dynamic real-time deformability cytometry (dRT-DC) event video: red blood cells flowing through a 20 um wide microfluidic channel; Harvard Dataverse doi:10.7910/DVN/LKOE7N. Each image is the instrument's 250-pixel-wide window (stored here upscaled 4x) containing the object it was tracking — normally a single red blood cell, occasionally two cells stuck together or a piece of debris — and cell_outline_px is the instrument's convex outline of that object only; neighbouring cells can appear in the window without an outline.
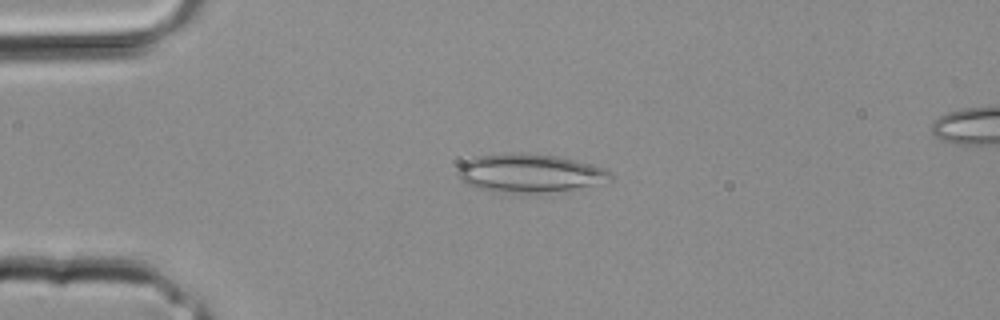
{"species": "common noctule bat (a hibernating species)", "species_latin": "Nyctalus noctula", "temperature_condition": "room temperature", "stored_images_in_passage": 29, "camera_frame_rate_fps": 3000, "um_per_image_px": 0.085, "animal": {"sex": "male", "body_mass_g": 20.4}, "frame": {"image": 1, "passage_image": 7, "time_ms": 2.0, "image_size_px": [1000, 320], "cell_outline_px": [[612, 180], [572, 188], [544, 192], [488, 192], [468, 184], [460, 180], [456, 172], [460, 164], [476, 156], [508, 152], [520, 152], [556, 156], [608, 168], [612, 172]], "centroid_in_image_um": [44.97, 14.7], "position_along_channel_um": 40.0, "area_um2": 34.1}}
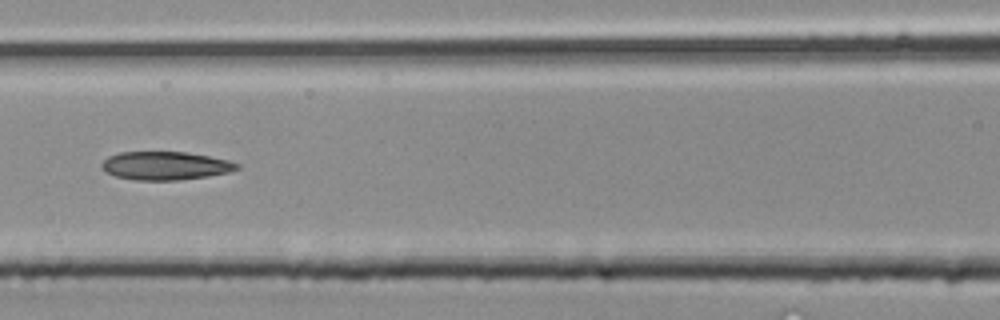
{"frame": {"image": 2, "passage_image": 14, "time_ms": 4.333, "image_size_px": [1000, 320], "cell_outline_px": [[240, 168], [228, 172], [208, 176], [176, 180], [136, 180], [116, 176], [100, 168], [100, 164], [108, 156], [120, 152], [188, 152], [228, 160], [240, 164]], "centroid_in_image_um": [14.05, 14.08], "position_along_channel_um": 152.6, "area_um2": 22.25}}
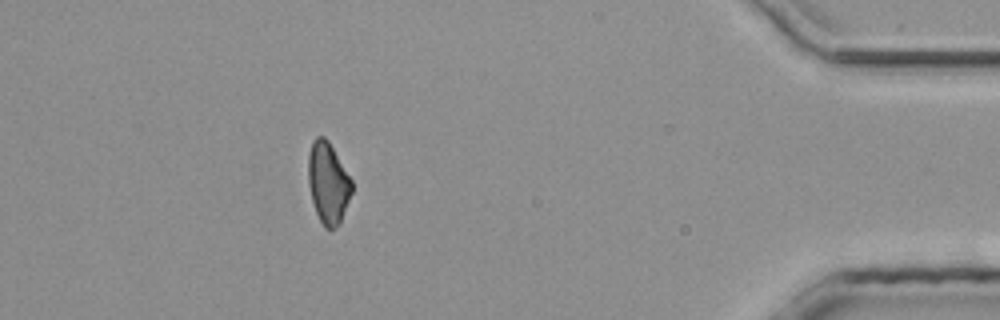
{"frame": {"image": 3, "passage_image": 29, "time_ms": 9.333, "image_size_px": [1000, 320], "cell_outline_px": [[352, 192], [340, 224], [332, 228], [324, 228], [316, 212], [312, 200], [308, 184], [308, 152], [312, 140], [316, 136], [324, 136], [328, 140], [352, 180]], "centroid_in_image_um": [27.87, 15.52], "position_along_channel_um": 407.3, "area_um2": 20.69}}